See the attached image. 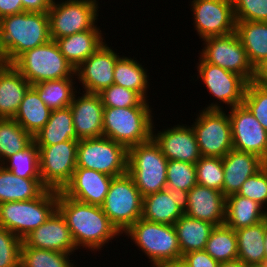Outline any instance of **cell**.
Listing matches in <instances>:
<instances>
[{"label": "cell", "mask_w": 267, "mask_h": 267, "mask_svg": "<svg viewBox=\"0 0 267 267\" xmlns=\"http://www.w3.org/2000/svg\"><path fill=\"white\" fill-rule=\"evenodd\" d=\"M264 245H265V261H264V263L267 264V218H266V226H265Z\"/></svg>", "instance_id": "cell-54"}, {"label": "cell", "mask_w": 267, "mask_h": 267, "mask_svg": "<svg viewBox=\"0 0 267 267\" xmlns=\"http://www.w3.org/2000/svg\"><path fill=\"white\" fill-rule=\"evenodd\" d=\"M57 210L65 218L78 250L82 247L96 253L122 236L100 206L77 201L58 191Z\"/></svg>", "instance_id": "cell-1"}, {"label": "cell", "mask_w": 267, "mask_h": 267, "mask_svg": "<svg viewBox=\"0 0 267 267\" xmlns=\"http://www.w3.org/2000/svg\"><path fill=\"white\" fill-rule=\"evenodd\" d=\"M182 260L188 267H218L220 264L205 250L186 253L182 256Z\"/></svg>", "instance_id": "cell-47"}, {"label": "cell", "mask_w": 267, "mask_h": 267, "mask_svg": "<svg viewBox=\"0 0 267 267\" xmlns=\"http://www.w3.org/2000/svg\"><path fill=\"white\" fill-rule=\"evenodd\" d=\"M153 267H188L187 264L181 259L177 261L161 262L155 264Z\"/></svg>", "instance_id": "cell-50"}, {"label": "cell", "mask_w": 267, "mask_h": 267, "mask_svg": "<svg viewBox=\"0 0 267 267\" xmlns=\"http://www.w3.org/2000/svg\"><path fill=\"white\" fill-rule=\"evenodd\" d=\"M204 250L218 263L236 260L238 247L235 230L225 224L215 226Z\"/></svg>", "instance_id": "cell-36"}, {"label": "cell", "mask_w": 267, "mask_h": 267, "mask_svg": "<svg viewBox=\"0 0 267 267\" xmlns=\"http://www.w3.org/2000/svg\"><path fill=\"white\" fill-rule=\"evenodd\" d=\"M100 29L96 24L91 30L56 40L60 52L75 69L106 42Z\"/></svg>", "instance_id": "cell-26"}, {"label": "cell", "mask_w": 267, "mask_h": 267, "mask_svg": "<svg viewBox=\"0 0 267 267\" xmlns=\"http://www.w3.org/2000/svg\"><path fill=\"white\" fill-rule=\"evenodd\" d=\"M235 33L255 69L267 58V22L236 21Z\"/></svg>", "instance_id": "cell-29"}, {"label": "cell", "mask_w": 267, "mask_h": 267, "mask_svg": "<svg viewBox=\"0 0 267 267\" xmlns=\"http://www.w3.org/2000/svg\"><path fill=\"white\" fill-rule=\"evenodd\" d=\"M248 267H267V264L266 263H260V264H255V265L248 266Z\"/></svg>", "instance_id": "cell-56"}, {"label": "cell", "mask_w": 267, "mask_h": 267, "mask_svg": "<svg viewBox=\"0 0 267 267\" xmlns=\"http://www.w3.org/2000/svg\"><path fill=\"white\" fill-rule=\"evenodd\" d=\"M58 190L46 189L38 198L0 203V226L23 240L56 210Z\"/></svg>", "instance_id": "cell-4"}, {"label": "cell", "mask_w": 267, "mask_h": 267, "mask_svg": "<svg viewBox=\"0 0 267 267\" xmlns=\"http://www.w3.org/2000/svg\"><path fill=\"white\" fill-rule=\"evenodd\" d=\"M133 57H120L114 67V84L137 92L144 100L148 99L149 73L142 63Z\"/></svg>", "instance_id": "cell-33"}, {"label": "cell", "mask_w": 267, "mask_h": 267, "mask_svg": "<svg viewBox=\"0 0 267 267\" xmlns=\"http://www.w3.org/2000/svg\"><path fill=\"white\" fill-rule=\"evenodd\" d=\"M72 254L53 250L28 247L24 242L21 246L20 267H77Z\"/></svg>", "instance_id": "cell-39"}, {"label": "cell", "mask_w": 267, "mask_h": 267, "mask_svg": "<svg viewBox=\"0 0 267 267\" xmlns=\"http://www.w3.org/2000/svg\"><path fill=\"white\" fill-rule=\"evenodd\" d=\"M6 61H5V58L2 54V51H1V48H0V68L3 67L4 65H6Z\"/></svg>", "instance_id": "cell-55"}, {"label": "cell", "mask_w": 267, "mask_h": 267, "mask_svg": "<svg viewBox=\"0 0 267 267\" xmlns=\"http://www.w3.org/2000/svg\"><path fill=\"white\" fill-rule=\"evenodd\" d=\"M143 196L128 174L114 177L110 183L102 210L123 234L142 216Z\"/></svg>", "instance_id": "cell-9"}, {"label": "cell", "mask_w": 267, "mask_h": 267, "mask_svg": "<svg viewBox=\"0 0 267 267\" xmlns=\"http://www.w3.org/2000/svg\"><path fill=\"white\" fill-rule=\"evenodd\" d=\"M199 56L210 64L242 76L248 83L254 80L255 69L248 60L246 50L237 34L203 39Z\"/></svg>", "instance_id": "cell-13"}, {"label": "cell", "mask_w": 267, "mask_h": 267, "mask_svg": "<svg viewBox=\"0 0 267 267\" xmlns=\"http://www.w3.org/2000/svg\"><path fill=\"white\" fill-rule=\"evenodd\" d=\"M218 267H248L241 260L236 259L233 261H227L224 263H220Z\"/></svg>", "instance_id": "cell-51"}, {"label": "cell", "mask_w": 267, "mask_h": 267, "mask_svg": "<svg viewBox=\"0 0 267 267\" xmlns=\"http://www.w3.org/2000/svg\"><path fill=\"white\" fill-rule=\"evenodd\" d=\"M187 208V191L165 189L143 197L141 218L149 222L174 225Z\"/></svg>", "instance_id": "cell-19"}, {"label": "cell", "mask_w": 267, "mask_h": 267, "mask_svg": "<svg viewBox=\"0 0 267 267\" xmlns=\"http://www.w3.org/2000/svg\"><path fill=\"white\" fill-rule=\"evenodd\" d=\"M228 109L233 149L256 154L267 163V131L244 104Z\"/></svg>", "instance_id": "cell-16"}, {"label": "cell", "mask_w": 267, "mask_h": 267, "mask_svg": "<svg viewBox=\"0 0 267 267\" xmlns=\"http://www.w3.org/2000/svg\"><path fill=\"white\" fill-rule=\"evenodd\" d=\"M50 40L48 13L24 11L0 19V48L7 64Z\"/></svg>", "instance_id": "cell-2"}, {"label": "cell", "mask_w": 267, "mask_h": 267, "mask_svg": "<svg viewBox=\"0 0 267 267\" xmlns=\"http://www.w3.org/2000/svg\"><path fill=\"white\" fill-rule=\"evenodd\" d=\"M77 167L119 177L128 173V149L107 137L80 139Z\"/></svg>", "instance_id": "cell-8"}, {"label": "cell", "mask_w": 267, "mask_h": 267, "mask_svg": "<svg viewBox=\"0 0 267 267\" xmlns=\"http://www.w3.org/2000/svg\"><path fill=\"white\" fill-rule=\"evenodd\" d=\"M23 11L22 1L18 0H0V19L13 14H19Z\"/></svg>", "instance_id": "cell-49"}, {"label": "cell", "mask_w": 267, "mask_h": 267, "mask_svg": "<svg viewBox=\"0 0 267 267\" xmlns=\"http://www.w3.org/2000/svg\"><path fill=\"white\" fill-rule=\"evenodd\" d=\"M225 208L226 196L222 192L196 184L188 191V208L184 214L218 226L225 222Z\"/></svg>", "instance_id": "cell-23"}, {"label": "cell", "mask_w": 267, "mask_h": 267, "mask_svg": "<svg viewBox=\"0 0 267 267\" xmlns=\"http://www.w3.org/2000/svg\"><path fill=\"white\" fill-rule=\"evenodd\" d=\"M23 240L0 226V267H20Z\"/></svg>", "instance_id": "cell-44"}, {"label": "cell", "mask_w": 267, "mask_h": 267, "mask_svg": "<svg viewBox=\"0 0 267 267\" xmlns=\"http://www.w3.org/2000/svg\"><path fill=\"white\" fill-rule=\"evenodd\" d=\"M189 6L193 12L194 30L197 31L199 39L235 32L232 0H192Z\"/></svg>", "instance_id": "cell-15"}, {"label": "cell", "mask_w": 267, "mask_h": 267, "mask_svg": "<svg viewBox=\"0 0 267 267\" xmlns=\"http://www.w3.org/2000/svg\"><path fill=\"white\" fill-rule=\"evenodd\" d=\"M23 242L28 247L74 254L77 247L65 218L56 210L43 224L28 234Z\"/></svg>", "instance_id": "cell-21"}, {"label": "cell", "mask_w": 267, "mask_h": 267, "mask_svg": "<svg viewBox=\"0 0 267 267\" xmlns=\"http://www.w3.org/2000/svg\"><path fill=\"white\" fill-rule=\"evenodd\" d=\"M167 164L153 138L128 149V174L143 197L166 189Z\"/></svg>", "instance_id": "cell-7"}, {"label": "cell", "mask_w": 267, "mask_h": 267, "mask_svg": "<svg viewBox=\"0 0 267 267\" xmlns=\"http://www.w3.org/2000/svg\"><path fill=\"white\" fill-rule=\"evenodd\" d=\"M31 86L12 64L0 68V119L14 118Z\"/></svg>", "instance_id": "cell-25"}, {"label": "cell", "mask_w": 267, "mask_h": 267, "mask_svg": "<svg viewBox=\"0 0 267 267\" xmlns=\"http://www.w3.org/2000/svg\"><path fill=\"white\" fill-rule=\"evenodd\" d=\"M1 165L17 177L41 179L39 148L34 140L25 149L7 158Z\"/></svg>", "instance_id": "cell-38"}, {"label": "cell", "mask_w": 267, "mask_h": 267, "mask_svg": "<svg viewBox=\"0 0 267 267\" xmlns=\"http://www.w3.org/2000/svg\"><path fill=\"white\" fill-rule=\"evenodd\" d=\"M237 194L258 202L267 210V163L244 182Z\"/></svg>", "instance_id": "cell-45"}, {"label": "cell", "mask_w": 267, "mask_h": 267, "mask_svg": "<svg viewBox=\"0 0 267 267\" xmlns=\"http://www.w3.org/2000/svg\"><path fill=\"white\" fill-rule=\"evenodd\" d=\"M123 234L148 257L150 267L157 263L182 259L173 225L149 222L140 218Z\"/></svg>", "instance_id": "cell-5"}, {"label": "cell", "mask_w": 267, "mask_h": 267, "mask_svg": "<svg viewBox=\"0 0 267 267\" xmlns=\"http://www.w3.org/2000/svg\"><path fill=\"white\" fill-rule=\"evenodd\" d=\"M77 140L64 141L39 148L40 176L48 188L61 191L77 167Z\"/></svg>", "instance_id": "cell-14"}, {"label": "cell", "mask_w": 267, "mask_h": 267, "mask_svg": "<svg viewBox=\"0 0 267 267\" xmlns=\"http://www.w3.org/2000/svg\"><path fill=\"white\" fill-rule=\"evenodd\" d=\"M113 178L95 170L76 167L61 192L77 201L101 207Z\"/></svg>", "instance_id": "cell-22"}, {"label": "cell", "mask_w": 267, "mask_h": 267, "mask_svg": "<svg viewBox=\"0 0 267 267\" xmlns=\"http://www.w3.org/2000/svg\"><path fill=\"white\" fill-rule=\"evenodd\" d=\"M22 1L23 11L48 13L53 0H18Z\"/></svg>", "instance_id": "cell-48"}, {"label": "cell", "mask_w": 267, "mask_h": 267, "mask_svg": "<svg viewBox=\"0 0 267 267\" xmlns=\"http://www.w3.org/2000/svg\"><path fill=\"white\" fill-rule=\"evenodd\" d=\"M12 65L31 84L63 78H76L75 68L60 52L55 40L27 50Z\"/></svg>", "instance_id": "cell-6"}, {"label": "cell", "mask_w": 267, "mask_h": 267, "mask_svg": "<svg viewBox=\"0 0 267 267\" xmlns=\"http://www.w3.org/2000/svg\"><path fill=\"white\" fill-rule=\"evenodd\" d=\"M152 126V138L160 146L162 154L169 160L195 164L202 156L191 125L178 124L156 131Z\"/></svg>", "instance_id": "cell-18"}, {"label": "cell", "mask_w": 267, "mask_h": 267, "mask_svg": "<svg viewBox=\"0 0 267 267\" xmlns=\"http://www.w3.org/2000/svg\"><path fill=\"white\" fill-rule=\"evenodd\" d=\"M255 75H267V58L255 68Z\"/></svg>", "instance_id": "cell-52"}, {"label": "cell", "mask_w": 267, "mask_h": 267, "mask_svg": "<svg viewBox=\"0 0 267 267\" xmlns=\"http://www.w3.org/2000/svg\"><path fill=\"white\" fill-rule=\"evenodd\" d=\"M266 219L244 228L235 230L238 247V258L245 265L252 266L265 261V235Z\"/></svg>", "instance_id": "cell-31"}, {"label": "cell", "mask_w": 267, "mask_h": 267, "mask_svg": "<svg viewBox=\"0 0 267 267\" xmlns=\"http://www.w3.org/2000/svg\"><path fill=\"white\" fill-rule=\"evenodd\" d=\"M222 164L223 194L227 197L238 193L244 182L257 173L266 162L256 154L232 149L222 158Z\"/></svg>", "instance_id": "cell-24"}, {"label": "cell", "mask_w": 267, "mask_h": 267, "mask_svg": "<svg viewBox=\"0 0 267 267\" xmlns=\"http://www.w3.org/2000/svg\"><path fill=\"white\" fill-rule=\"evenodd\" d=\"M37 146L55 145L64 141L77 140L70 107L52 110L48 122L33 137Z\"/></svg>", "instance_id": "cell-28"}, {"label": "cell", "mask_w": 267, "mask_h": 267, "mask_svg": "<svg viewBox=\"0 0 267 267\" xmlns=\"http://www.w3.org/2000/svg\"><path fill=\"white\" fill-rule=\"evenodd\" d=\"M148 101L144 100L138 107H104L103 136L127 149L149 141L155 115Z\"/></svg>", "instance_id": "cell-3"}, {"label": "cell", "mask_w": 267, "mask_h": 267, "mask_svg": "<svg viewBox=\"0 0 267 267\" xmlns=\"http://www.w3.org/2000/svg\"><path fill=\"white\" fill-rule=\"evenodd\" d=\"M267 218V210L258 202L237 193L226 197L225 222L228 227L238 230L255 225Z\"/></svg>", "instance_id": "cell-27"}, {"label": "cell", "mask_w": 267, "mask_h": 267, "mask_svg": "<svg viewBox=\"0 0 267 267\" xmlns=\"http://www.w3.org/2000/svg\"><path fill=\"white\" fill-rule=\"evenodd\" d=\"M74 80L76 81V78L49 80L32 85V87L38 92L44 104L52 111L70 106L75 93L78 91V85H75Z\"/></svg>", "instance_id": "cell-35"}, {"label": "cell", "mask_w": 267, "mask_h": 267, "mask_svg": "<svg viewBox=\"0 0 267 267\" xmlns=\"http://www.w3.org/2000/svg\"><path fill=\"white\" fill-rule=\"evenodd\" d=\"M243 104L267 131V89L255 81L249 82Z\"/></svg>", "instance_id": "cell-42"}, {"label": "cell", "mask_w": 267, "mask_h": 267, "mask_svg": "<svg viewBox=\"0 0 267 267\" xmlns=\"http://www.w3.org/2000/svg\"><path fill=\"white\" fill-rule=\"evenodd\" d=\"M97 0H53L48 10L51 40L91 30L99 16Z\"/></svg>", "instance_id": "cell-10"}, {"label": "cell", "mask_w": 267, "mask_h": 267, "mask_svg": "<svg viewBox=\"0 0 267 267\" xmlns=\"http://www.w3.org/2000/svg\"><path fill=\"white\" fill-rule=\"evenodd\" d=\"M196 63L197 80L201 82L214 96L216 101L208 104L203 109H223L221 105L226 104L229 108L243 104L244 94L248 82L240 75L225 70L219 66L205 62L201 57ZM219 100V101H218ZM220 103V104H219Z\"/></svg>", "instance_id": "cell-12"}, {"label": "cell", "mask_w": 267, "mask_h": 267, "mask_svg": "<svg viewBox=\"0 0 267 267\" xmlns=\"http://www.w3.org/2000/svg\"><path fill=\"white\" fill-rule=\"evenodd\" d=\"M51 110L40 99L38 92L31 86L14 118L33 137L49 120Z\"/></svg>", "instance_id": "cell-34"}, {"label": "cell", "mask_w": 267, "mask_h": 267, "mask_svg": "<svg viewBox=\"0 0 267 267\" xmlns=\"http://www.w3.org/2000/svg\"><path fill=\"white\" fill-rule=\"evenodd\" d=\"M196 184L197 179L195 164L177 160L168 161L166 189L176 188L188 192Z\"/></svg>", "instance_id": "cell-41"}, {"label": "cell", "mask_w": 267, "mask_h": 267, "mask_svg": "<svg viewBox=\"0 0 267 267\" xmlns=\"http://www.w3.org/2000/svg\"><path fill=\"white\" fill-rule=\"evenodd\" d=\"M105 42L92 55L75 69L76 80L83 87V92L100 93L114 84V67L121 57Z\"/></svg>", "instance_id": "cell-17"}, {"label": "cell", "mask_w": 267, "mask_h": 267, "mask_svg": "<svg viewBox=\"0 0 267 267\" xmlns=\"http://www.w3.org/2000/svg\"><path fill=\"white\" fill-rule=\"evenodd\" d=\"M253 81L261 84L267 89V75H255Z\"/></svg>", "instance_id": "cell-53"}, {"label": "cell", "mask_w": 267, "mask_h": 267, "mask_svg": "<svg viewBox=\"0 0 267 267\" xmlns=\"http://www.w3.org/2000/svg\"><path fill=\"white\" fill-rule=\"evenodd\" d=\"M178 237L182 256L186 253L204 250L212 229V223L191 218L183 214L173 225Z\"/></svg>", "instance_id": "cell-32"}, {"label": "cell", "mask_w": 267, "mask_h": 267, "mask_svg": "<svg viewBox=\"0 0 267 267\" xmlns=\"http://www.w3.org/2000/svg\"><path fill=\"white\" fill-rule=\"evenodd\" d=\"M235 21L267 22V0H232Z\"/></svg>", "instance_id": "cell-46"}, {"label": "cell", "mask_w": 267, "mask_h": 267, "mask_svg": "<svg viewBox=\"0 0 267 267\" xmlns=\"http://www.w3.org/2000/svg\"><path fill=\"white\" fill-rule=\"evenodd\" d=\"M69 107L79 139L103 136L104 105L99 94L78 91Z\"/></svg>", "instance_id": "cell-20"}, {"label": "cell", "mask_w": 267, "mask_h": 267, "mask_svg": "<svg viewBox=\"0 0 267 267\" xmlns=\"http://www.w3.org/2000/svg\"><path fill=\"white\" fill-rule=\"evenodd\" d=\"M104 107H138L144 99L135 91L112 84L98 93Z\"/></svg>", "instance_id": "cell-43"}, {"label": "cell", "mask_w": 267, "mask_h": 267, "mask_svg": "<svg viewBox=\"0 0 267 267\" xmlns=\"http://www.w3.org/2000/svg\"><path fill=\"white\" fill-rule=\"evenodd\" d=\"M46 189L41 179L17 177L0 164V203L33 200Z\"/></svg>", "instance_id": "cell-30"}, {"label": "cell", "mask_w": 267, "mask_h": 267, "mask_svg": "<svg viewBox=\"0 0 267 267\" xmlns=\"http://www.w3.org/2000/svg\"><path fill=\"white\" fill-rule=\"evenodd\" d=\"M195 165L197 184L223 193L224 170L222 158L201 157Z\"/></svg>", "instance_id": "cell-40"}, {"label": "cell", "mask_w": 267, "mask_h": 267, "mask_svg": "<svg viewBox=\"0 0 267 267\" xmlns=\"http://www.w3.org/2000/svg\"><path fill=\"white\" fill-rule=\"evenodd\" d=\"M32 141L33 136L15 119H0V164L25 149Z\"/></svg>", "instance_id": "cell-37"}, {"label": "cell", "mask_w": 267, "mask_h": 267, "mask_svg": "<svg viewBox=\"0 0 267 267\" xmlns=\"http://www.w3.org/2000/svg\"><path fill=\"white\" fill-rule=\"evenodd\" d=\"M228 110L202 109L191 125L202 157L223 158L233 149Z\"/></svg>", "instance_id": "cell-11"}]
</instances>
